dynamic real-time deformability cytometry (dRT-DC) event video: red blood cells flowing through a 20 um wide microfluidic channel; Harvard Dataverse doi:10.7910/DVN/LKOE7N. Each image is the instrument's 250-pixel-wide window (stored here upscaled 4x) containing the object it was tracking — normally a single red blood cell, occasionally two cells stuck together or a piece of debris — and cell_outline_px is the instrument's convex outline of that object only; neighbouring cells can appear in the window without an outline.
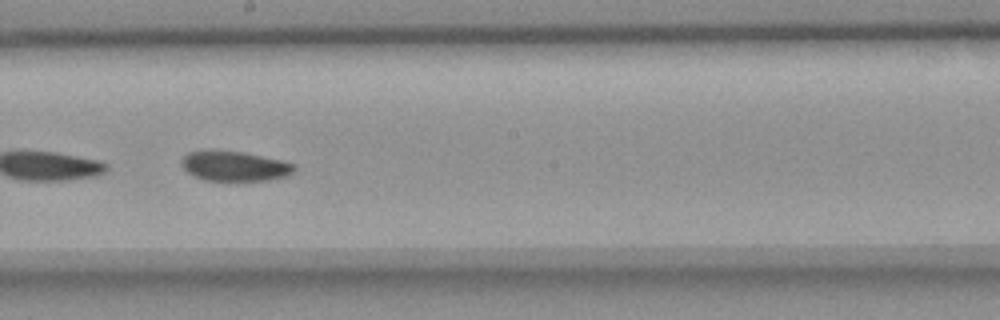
{"species": "common noctule bat (a hibernating species)", "species_latin": "Nyctalus noctula", "temperature_condition": "room temperature", "stored_images_in_passage": 33, "camera_frame_rate_fps": 3000, "um_per_image_px": 0.085, "animal": {"sex": "female", "body_mass_g": 18.4}, "frame": {"image": 1, "passage_image": 19, "time_ms": 6.0, "image_size_px": [1000, 320], "cell_outline_px": [[296, 168], [292, 172], [284, 176], [268, 180], [228, 184], [204, 180], [188, 172], [180, 164], [180, 160], [188, 152], [244, 152], [280, 160], [296, 164]], "centroid_in_image_um": [19.95, 14.19], "position_along_channel_um": 228.3, "area_um2": 19.94}, "authors_computed_cell_mechanics": {"area_um2": 20.4612, "velocity_mm_per_s": 3.6507, "shape_relaxation_time_tau1_ms": null, "shape_relaxation_time_tau2_ms": 7.7224, "deformation_change_tau1": null, "deformation_change_tau2": 0.0946}}